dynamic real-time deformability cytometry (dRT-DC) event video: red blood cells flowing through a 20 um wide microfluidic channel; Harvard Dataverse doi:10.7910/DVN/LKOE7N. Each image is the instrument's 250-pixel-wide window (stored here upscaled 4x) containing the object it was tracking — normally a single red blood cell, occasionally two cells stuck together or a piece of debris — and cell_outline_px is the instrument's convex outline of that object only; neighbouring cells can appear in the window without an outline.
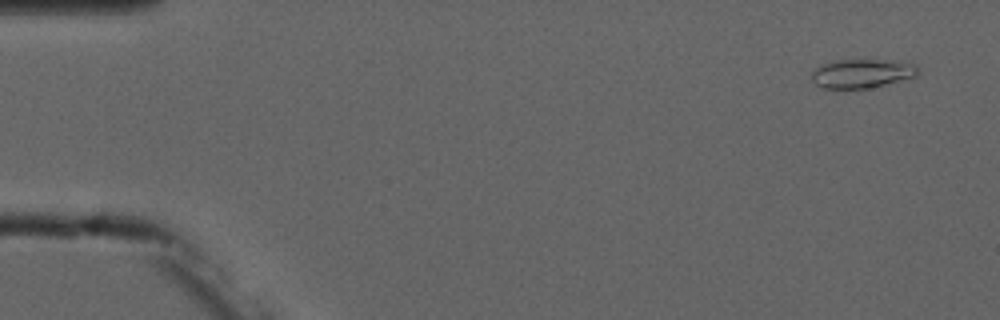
{"species": "common noctule bat (a hibernating species)", "species_latin": "Nyctalus noctula", "temperature_condition": "cold", "stored_images_in_passage": 7, "camera_frame_rate_fps": 3000, "um_per_image_px": 0.085, "animal": {"sex": "male", "forearm_length_mm": 52.5}, "frame": {"image": 1, "passage_image": 1, "time_ms": 0.0, "image_size_px": [1000, 320], "cell_outline_px": [[920, 72], [916, 76], [868, 88], [824, 88], [816, 84], [812, 80], [812, 72], [820, 64], [836, 60], [876, 60], [916, 64], [920, 68]], "centroid_in_image_um": [73.25, 6.24], "position_along_channel_um": 11.8, "area_um2": 17.63}}
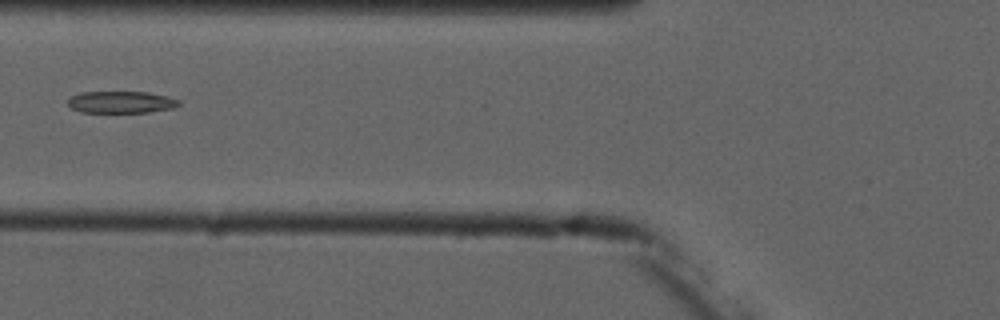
{"frame": {"image": 2, "passage_image": 6, "time_ms": 6.0, "image_size_px": [1000, 320], "cell_outline_px": [[180, 104], [172, 108], [148, 112], [80, 112], [72, 108], [68, 104], [68, 100], [72, 96], [80, 92], [148, 92], [168, 96], [180, 100]], "centroid_in_image_um": [10.3, 8.67], "position_along_channel_um": 115.5, "area_um2": 14.1}}
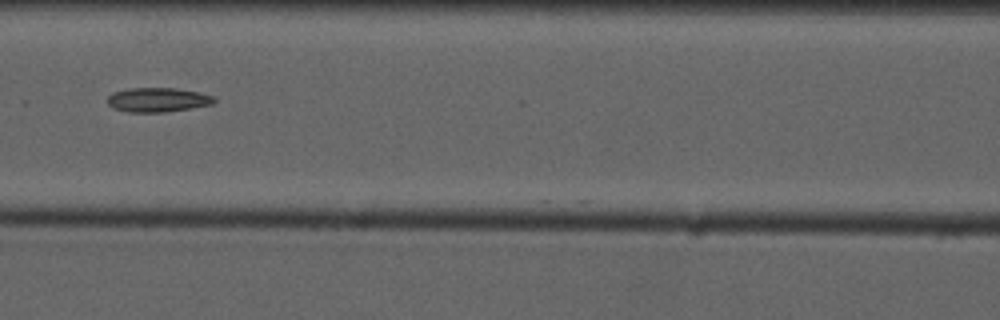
{"frame": {"image": 3, "passage_image": 7, "time_ms": 7.0, "image_size_px": [1000, 320], "cell_outline_px": [[216, 100], [212, 104], [164, 112], [128, 112], [112, 108], [108, 104], [108, 96], [112, 92], [132, 88], [176, 88], [200, 92], [212, 96]], "centroid_in_image_um": [13.37, 8.48], "position_along_channel_um": 153.2, "area_um2": 15.03}}